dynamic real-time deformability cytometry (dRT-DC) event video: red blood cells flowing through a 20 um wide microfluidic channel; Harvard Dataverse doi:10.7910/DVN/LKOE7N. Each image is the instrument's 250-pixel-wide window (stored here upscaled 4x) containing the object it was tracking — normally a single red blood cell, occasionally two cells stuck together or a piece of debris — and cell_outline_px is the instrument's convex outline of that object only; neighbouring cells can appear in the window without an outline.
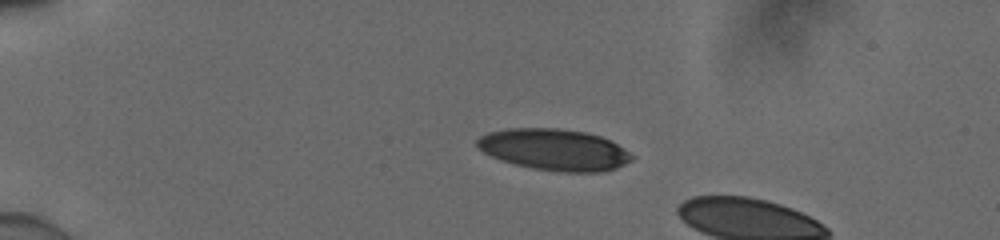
{"species": "human", "species_latin": "Homo sapiens", "temperature_condition": "cold", "stored_images_in_passage": 5, "camera_frame_rate_fps": 3000, "um_per_image_px": 0.085, "donor": {"sex": "male"}, "frame": {"image": 1, "passage_image": 1, "time_ms": 0.0, "image_size_px": [1000, 240], "cell_outline_px": [[636, 156], [632, 160], [616, 168], [600, 172], [564, 172], [532, 168], [500, 160], [476, 148], [476, 140], [480, 136], [488, 132], [508, 128], [560, 128], [584, 132], [600, 136], [612, 140]], "centroid_in_image_um": [47.13, 12.71], "position_along_channel_um": 37.9, "area_um2": 37.57}}